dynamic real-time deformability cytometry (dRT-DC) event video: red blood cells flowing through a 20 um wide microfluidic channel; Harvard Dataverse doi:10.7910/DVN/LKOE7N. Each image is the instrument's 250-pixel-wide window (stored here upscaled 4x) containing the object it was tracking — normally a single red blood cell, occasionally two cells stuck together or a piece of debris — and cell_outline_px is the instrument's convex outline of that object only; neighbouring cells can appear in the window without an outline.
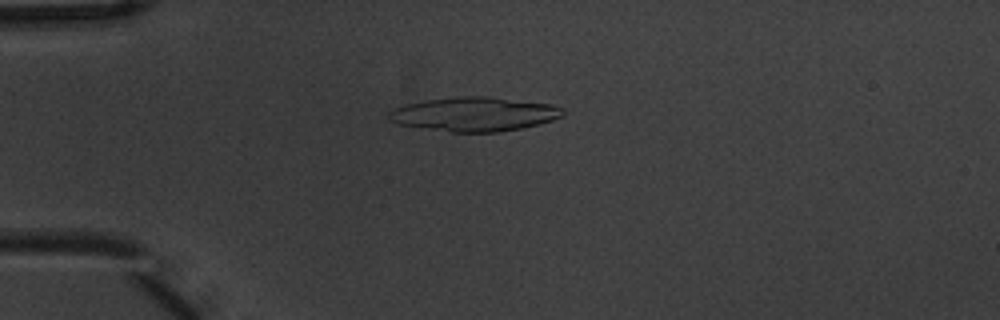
{"species": "common noctule bat (a hibernating species)", "species_latin": "Nyctalus noctula", "temperature_condition": "warm", "stored_images_in_passage": 6, "camera_frame_rate_fps": 3000, "um_per_image_px": 0.085, "animal": {"sex": "male", "body_mass_g": 20.1, "forearm_length_mm": 53.5}, "frame": {"image": 1, "passage_image": 4, "time_ms": 1.0, "image_size_px": [1000, 320], "cell_outline_px": [[564, 116], [552, 120], [520, 128], [500, 132], [452, 132], [400, 124], [388, 120], [388, 112], [404, 104], [428, 100], [456, 96], [488, 96], [552, 104], [564, 108]], "centroid_in_image_um": [40.34, 9.69], "position_along_channel_um": 44.7, "area_um2": 34.51}}